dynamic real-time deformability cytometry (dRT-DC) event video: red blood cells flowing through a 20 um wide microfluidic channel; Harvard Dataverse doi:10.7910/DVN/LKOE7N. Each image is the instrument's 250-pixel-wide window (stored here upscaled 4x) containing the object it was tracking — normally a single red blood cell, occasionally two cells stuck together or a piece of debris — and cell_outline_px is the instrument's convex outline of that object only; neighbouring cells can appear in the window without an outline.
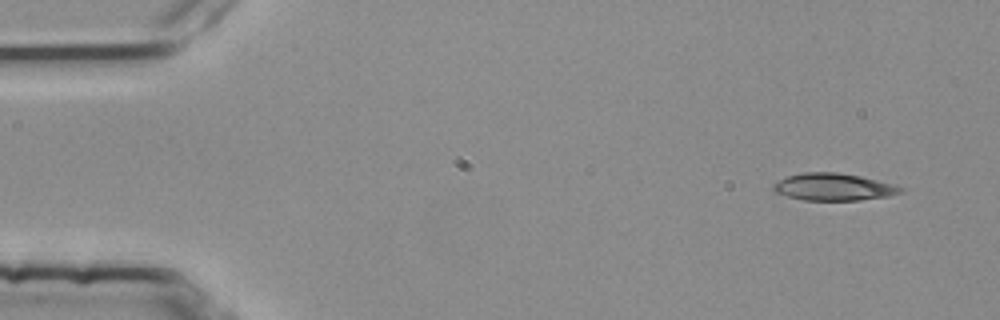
{"species": "common noctule bat (a hibernating species)", "species_latin": "Nyctalus noctula", "temperature_condition": "room temperature", "stored_images_in_passage": 3, "camera_frame_rate_fps": 3000, "um_per_image_px": 0.085, "animal": {"sex": "female", "body_mass_g": 25.1}, "frame": {"image": 1, "passage_image": 1, "time_ms": 0.0, "image_size_px": [1000, 320], "cell_outline_px": [[904, 192], [888, 196], [860, 200], [804, 200], [772, 192], [772, 184], [788, 176], [804, 172], [836, 172], [860, 176], [896, 184], [904, 188]], "centroid_in_image_um": [70.87, 15.89], "position_along_channel_um": 14.1, "area_um2": 20.29}}
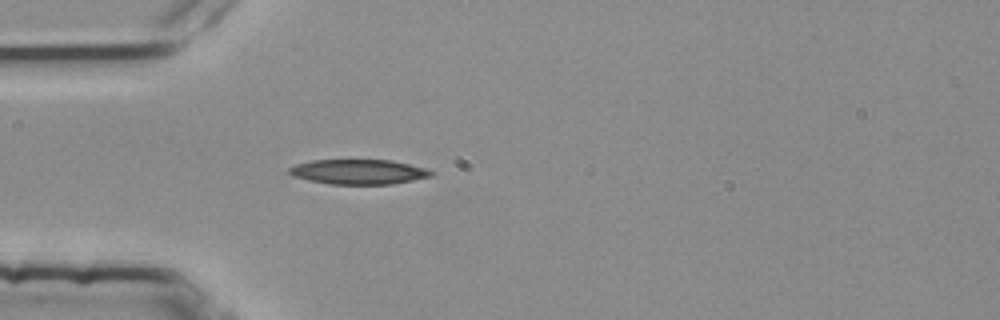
{"frame": {"image": 2, "passage_image": 3, "time_ms": 0.667, "image_size_px": [1000, 320], "cell_outline_px": [[436, 172], [432, 176], [392, 184], [328, 184], [308, 180], [292, 176], [288, 172], [288, 168], [296, 164], [312, 160], [388, 160], [408, 164], [424, 168]], "centroid_in_image_um": [30.44, 14.61], "position_along_channel_um": 54.6, "area_um2": 20.52}}